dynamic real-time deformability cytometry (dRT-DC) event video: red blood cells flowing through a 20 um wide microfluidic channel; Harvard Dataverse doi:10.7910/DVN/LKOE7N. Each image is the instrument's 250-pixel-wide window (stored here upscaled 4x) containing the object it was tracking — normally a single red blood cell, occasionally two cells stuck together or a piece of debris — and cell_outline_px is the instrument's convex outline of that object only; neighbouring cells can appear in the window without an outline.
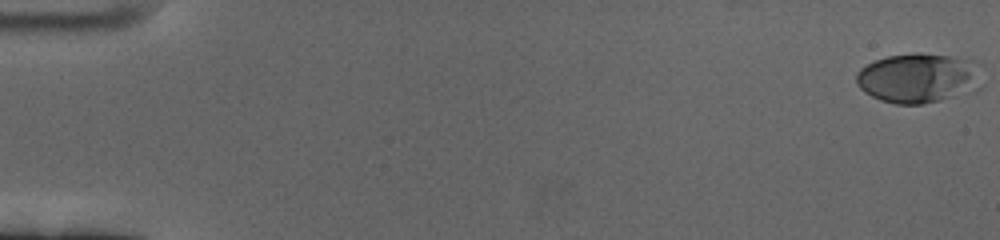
{"species": "human", "species_latin": "Homo sapiens", "temperature_condition": "cold", "stored_images_in_passage": 61, "camera_frame_rate_fps": 3000, "um_per_image_px": 0.085, "donor": {"sex": "female"}, "frame": {"image": 1, "passage_image": 1, "time_ms": 0.0, "image_size_px": [1000, 240], "cell_outline_px": [[984, 84], [976, 92], [940, 100], [920, 104], [896, 104], [880, 100], [864, 92], [856, 84], [856, 72], [860, 68], [876, 60], [888, 56], [916, 52], [948, 56], [976, 60], [984, 64]], "centroid_in_image_um": [78.21, 6.63], "position_along_channel_um": 6.8, "area_um2": 37.63}}
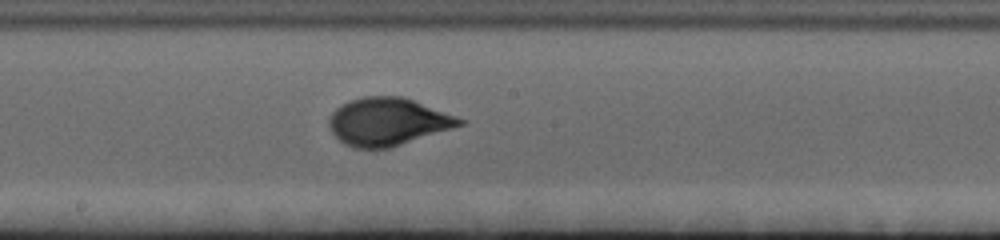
{"frame": {"image": 2, "passage_image": 34, "time_ms": 11.0, "image_size_px": [1000, 240], "cell_outline_px": [[468, 120], [464, 124], [452, 128], [388, 148], [352, 148], [344, 144], [332, 132], [328, 124], [328, 120], [332, 112], [340, 104], [348, 100], [364, 96], [404, 96]], "centroid_in_image_um": [32.95, 10.32], "position_along_channel_um": 215.3, "area_um2": 36.36}}
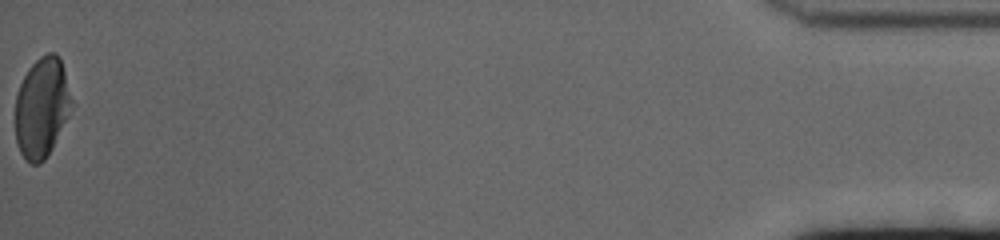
{"frame": {"image": 3, "passage_image": 61, "time_ms": 20.0, "image_size_px": [1000, 240], "cell_outline_px": [[72, 104], [68, 116], [52, 148], [44, 160], [40, 164], [32, 164], [20, 152], [16, 140], [16, 96], [20, 84], [28, 68], [40, 56], [48, 52], [56, 52], [60, 56], [72, 100]], "centroid_in_image_um": [3.56, 9.11], "position_along_channel_um": 431.6, "area_um2": 32.6}, "authors_computed_cell_mechanics": {"area_um2": 34.0442, "velocity_mm_per_s": 3.4111, "shape_relaxation_time_tau1_ms": 4.3951, "shape_relaxation_time_tau2_ms": null, "deformation_change_tau1": 0.1956, "deformation_change_tau2": null}}